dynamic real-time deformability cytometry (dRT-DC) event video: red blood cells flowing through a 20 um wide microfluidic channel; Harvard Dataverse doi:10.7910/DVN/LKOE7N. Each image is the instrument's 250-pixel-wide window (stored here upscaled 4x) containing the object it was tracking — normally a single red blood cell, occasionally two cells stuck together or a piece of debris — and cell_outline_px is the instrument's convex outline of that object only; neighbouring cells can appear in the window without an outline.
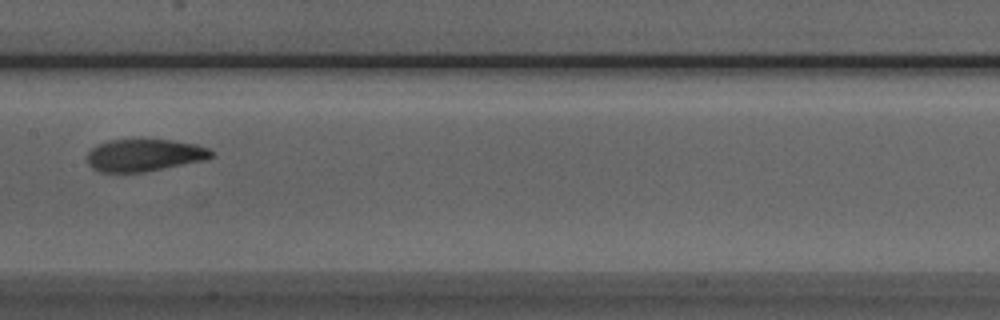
{"species": "Egyptian fruit bat (a non-hibernating species)", "species_latin": "Rousettus aegyptiacus", "temperature_condition": "room temperature", "stored_images_in_passage": 10, "camera_frame_rate_fps": 3000, "um_per_image_px": 0.085, "animal": {"sex": "male"}, "frame": {"image": 1, "passage_image": 9, "time_ms": 10.333, "image_size_px": [1000, 320], "cell_outline_px": [[212, 156], [204, 160], [144, 172], [100, 172], [92, 168], [88, 164], [88, 152], [96, 144], [108, 140], [172, 140], [196, 144], [208, 148], [212, 152]], "centroid_in_image_um": [12.23, 13.19], "position_along_channel_um": 195.2, "area_um2": 23.18}}
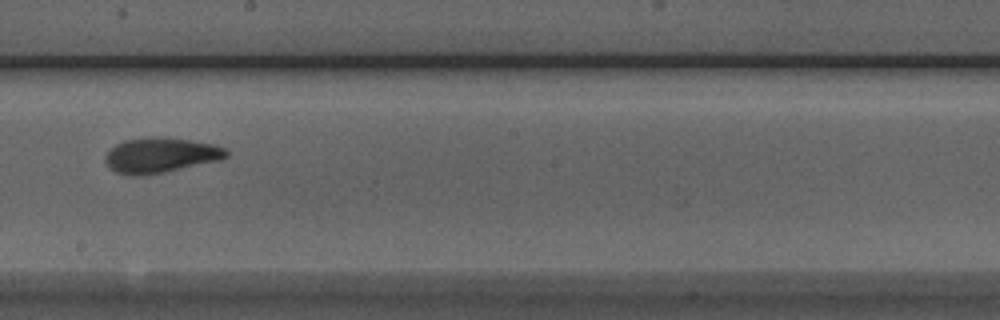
{"frame": {"image": 2, "passage_image": 10, "time_ms": 11.333, "image_size_px": [1000, 320], "cell_outline_px": [[228, 156], [220, 160], [164, 172], [140, 176], [128, 176], [116, 172], [104, 160], [104, 156], [116, 144], [124, 140], [152, 136], [164, 136], [216, 144], [224, 148], [228, 152]], "centroid_in_image_um": [13.65, 13.18], "position_along_channel_um": 234.5, "area_um2": 24.91}}